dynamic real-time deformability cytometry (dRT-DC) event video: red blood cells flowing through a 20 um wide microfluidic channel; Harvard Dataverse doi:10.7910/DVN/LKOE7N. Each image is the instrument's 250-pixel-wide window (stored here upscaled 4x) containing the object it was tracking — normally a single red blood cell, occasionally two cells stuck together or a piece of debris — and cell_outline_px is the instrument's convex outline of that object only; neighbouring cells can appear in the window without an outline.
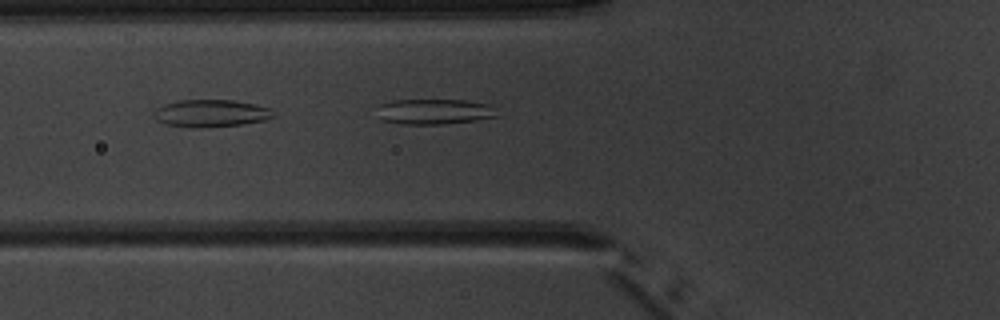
{"species": "common noctule bat (a hibernating species)", "species_latin": "Nyctalus noctula", "temperature_condition": "warm", "stored_images_in_passage": 5, "camera_frame_rate_fps": 3000, "um_per_image_px": 0.085, "animal": {"sex": "male", "body_mass_g": 20.1, "forearm_length_mm": 53.5}, "frame": {"image": 1, "passage_image": 5, "time_ms": 4.667, "image_size_px": [1000, 320], "cell_outline_px": [[496, 116], [476, 120], [440, 124], [400, 124], [380, 120], [380, 104], [392, 100], [464, 100], [488, 104]], "centroid_in_image_um": [36.85, 9.49], "position_along_channel_um": 89.0, "area_um2": 17.34}}